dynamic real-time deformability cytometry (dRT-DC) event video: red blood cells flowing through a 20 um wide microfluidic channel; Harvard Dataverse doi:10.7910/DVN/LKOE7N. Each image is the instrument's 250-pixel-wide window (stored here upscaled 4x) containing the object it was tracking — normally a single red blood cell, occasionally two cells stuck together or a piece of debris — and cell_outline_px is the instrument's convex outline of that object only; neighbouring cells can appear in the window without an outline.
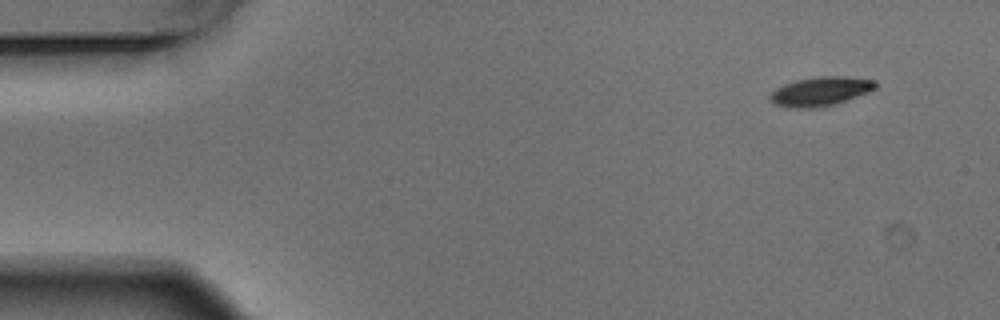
{"species": "Egyptian fruit bat (a non-hibernating species)", "species_latin": "Rousettus aegyptiacus", "temperature_condition": "warm", "stored_images_in_passage": 4, "camera_frame_rate_fps": 3000, "um_per_image_px": 0.085, "animal": {"sex": "male"}, "frame": {"image": 1, "passage_image": 1, "time_ms": 0.0, "image_size_px": [1000, 320], "cell_outline_px": [[876, 88], [868, 92], [836, 104], [812, 108], [792, 108], [776, 104], [768, 96], [776, 88], [784, 84], [796, 80], [816, 76], [848, 76], [876, 80]], "centroid_in_image_um": [69.76, 7.75], "position_along_channel_um": 15.2, "area_um2": 17.86}}
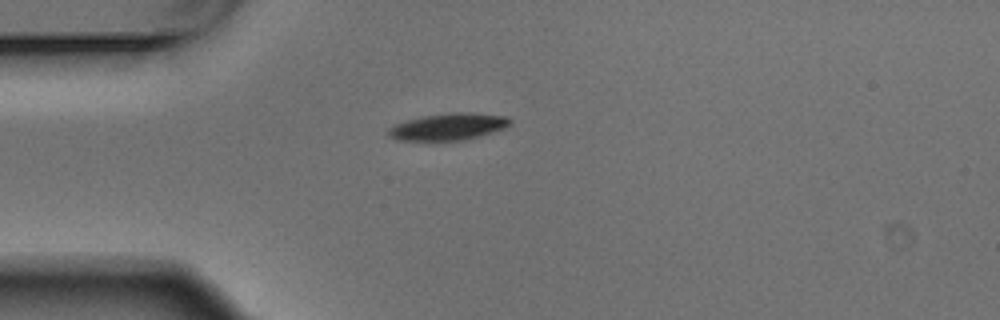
{"frame": {"image": 2, "passage_image": 4, "time_ms": 1.0, "image_size_px": [1000, 320], "cell_outline_px": [[512, 124], [504, 128], [480, 136], [464, 140], [396, 140], [388, 136], [388, 128], [396, 124], [420, 116], [452, 112], [472, 112], [508, 116], [512, 120]], "centroid_in_image_um": [38.14, 10.75], "position_along_channel_um": 46.9, "area_um2": 19.19}}